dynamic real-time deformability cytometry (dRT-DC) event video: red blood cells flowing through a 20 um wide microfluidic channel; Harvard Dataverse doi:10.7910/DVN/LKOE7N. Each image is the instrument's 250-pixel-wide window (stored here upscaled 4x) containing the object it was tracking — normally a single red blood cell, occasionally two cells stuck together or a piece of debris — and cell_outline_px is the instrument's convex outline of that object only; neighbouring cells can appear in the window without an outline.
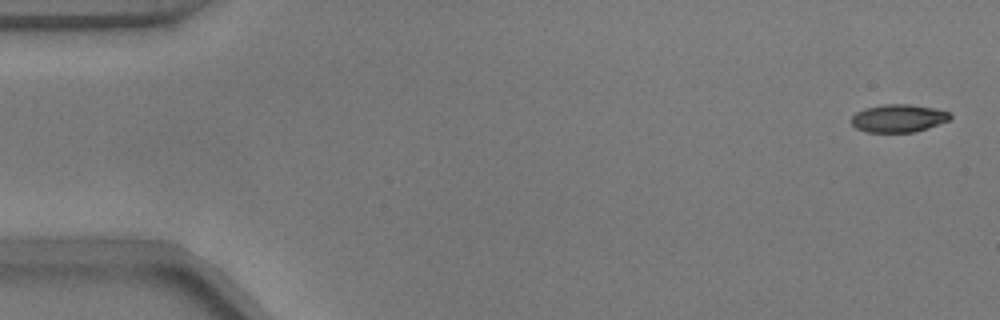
{"species": "common noctule bat (a hibernating species)", "species_latin": "Nyctalus noctula", "temperature_condition": "warm", "stored_images_in_passage": 54, "camera_frame_rate_fps": 3000, "um_per_image_px": 0.085, "animal": {"sex": "male", "body_mass_g": 17.9}, "frame": {"image": 1, "passage_image": 2, "time_ms": 0.333, "image_size_px": [1000, 320], "cell_outline_px": [[952, 116], [948, 120], [928, 128], [916, 132], [868, 132], [856, 128], [852, 124], [852, 116], [856, 112], [864, 108], [884, 104], [908, 104], [936, 108], [948, 112]], "centroid_in_image_um": [76.36, 10.05], "position_along_channel_um": 8.6, "area_um2": 16.01}}
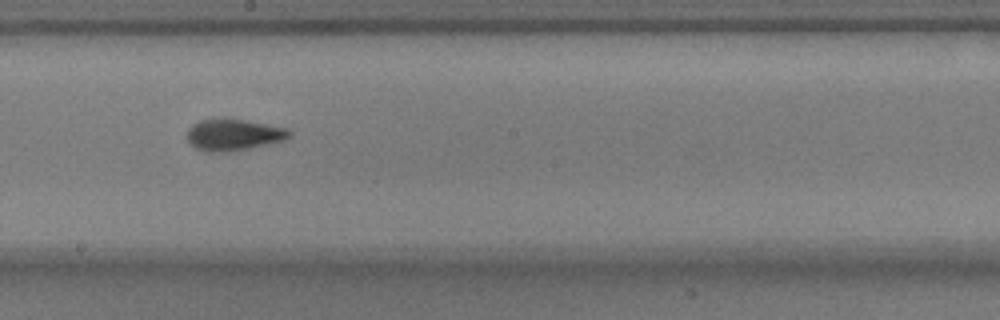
{"frame": {"image": 2, "passage_image": 30, "time_ms": 9.667, "image_size_px": [1000, 320], "cell_outline_px": [[292, 136], [284, 140], [268, 144], [248, 148], [224, 152], [208, 152], [196, 148], [188, 140], [188, 128], [192, 124], [200, 120], [248, 120], [288, 128], [292, 132]], "centroid_in_image_um": [19.9, 11.46], "position_along_channel_um": 228.3, "area_um2": 18.5}}
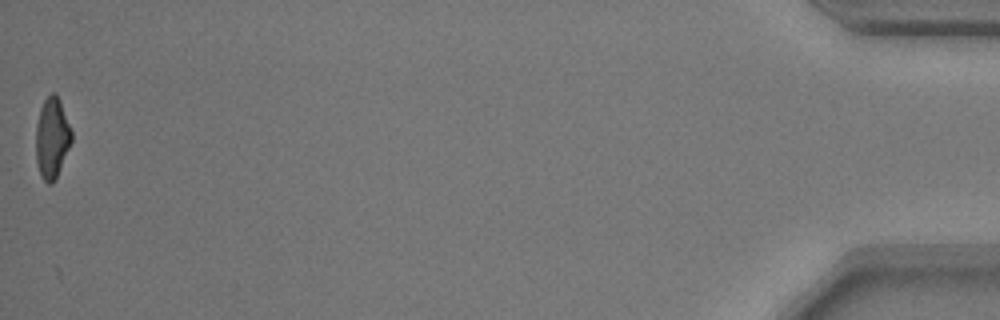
{"frame": {"image": 3, "passage_image": 54, "time_ms": 17.667, "image_size_px": [1000, 320], "cell_outline_px": [[72, 140], [56, 180], [52, 184], [48, 184], [40, 176], [36, 160], [36, 124], [40, 108], [44, 100], [52, 92], [56, 92], [60, 100], [72, 132]], "centroid_in_image_um": [4.41, 11.74], "position_along_channel_um": 430.8, "area_um2": 16.94}, "authors_computed_cell_mechanics": {"area_um2": 17.3978, "velocity_mm_per_s": 3.7592, "shape_relaxation_time_tau1_ms": 4.1672, "shape_relaxation_time_tau2_ms": 1.3967, "deformation_change_tau1": 0.1716, "deformation_change_tau2": 0.0823}}